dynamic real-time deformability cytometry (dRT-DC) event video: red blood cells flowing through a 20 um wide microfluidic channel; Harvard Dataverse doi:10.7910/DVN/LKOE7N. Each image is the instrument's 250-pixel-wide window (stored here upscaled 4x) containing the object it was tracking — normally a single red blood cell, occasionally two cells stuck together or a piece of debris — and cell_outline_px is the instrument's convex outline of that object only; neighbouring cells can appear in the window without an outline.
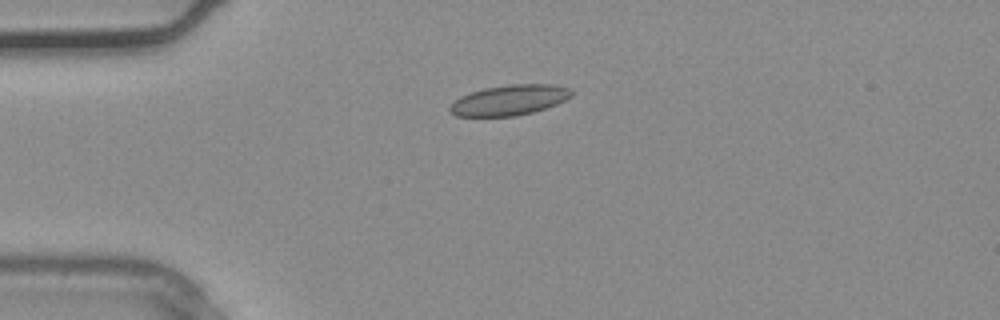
{"species": "common noctule bat (a hibernating species)", "species_latin": "Nyctalus noctula", "temperature_condition": "warm", "stored_images_in_passage": 5, "camera_frame_rate_fps": 3000, "um_per_image_px": 0.085, "animal": {"sex": "male", "body_mass_g": 20.4}, "frame": {"image": 1, "passage_image": 4, "time_ms": 1.0, "image_size_px": [1000, 320], "cell_outline_px": [[572, 96], [556, 104], [532, 112], [516, 116], [456, 116], [448, 108], [460, 96], [484, 88], [512, 84], [552, 84], [572, 88]], "centroid_in_image_um": [43.32, 8.5], "position_along_channel_um": 41.7, "area_um2": 21.33}}
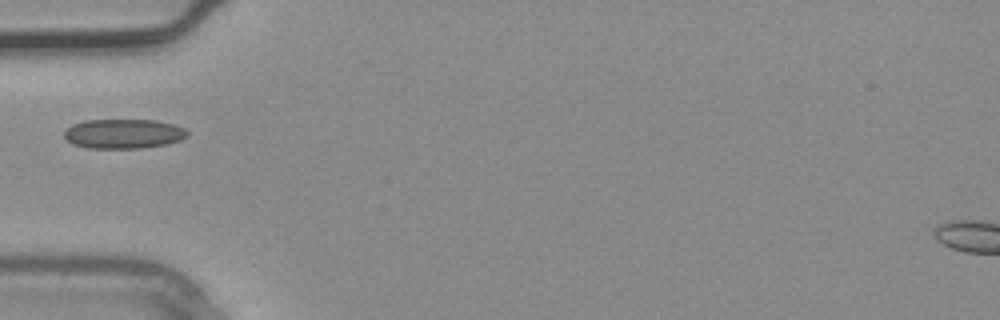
{"frame": {"image": 2, "passage_image": 5, "time_ms": 1.333, "image_size_px": [1000, 320], "cell_outline_px": [[188, 136], [180, 140], [168, 144], [140, 148], [88, 148], [72, 144], [64, 136], [64, 132], [72, 124], [84, 120], [156, 120], [172, 124], [184, 128], [188, 132]], "centroid_in_image_um": [10.5, 11.37], "position_along_channel_um": 74.5, "area_um2": 21.21}}